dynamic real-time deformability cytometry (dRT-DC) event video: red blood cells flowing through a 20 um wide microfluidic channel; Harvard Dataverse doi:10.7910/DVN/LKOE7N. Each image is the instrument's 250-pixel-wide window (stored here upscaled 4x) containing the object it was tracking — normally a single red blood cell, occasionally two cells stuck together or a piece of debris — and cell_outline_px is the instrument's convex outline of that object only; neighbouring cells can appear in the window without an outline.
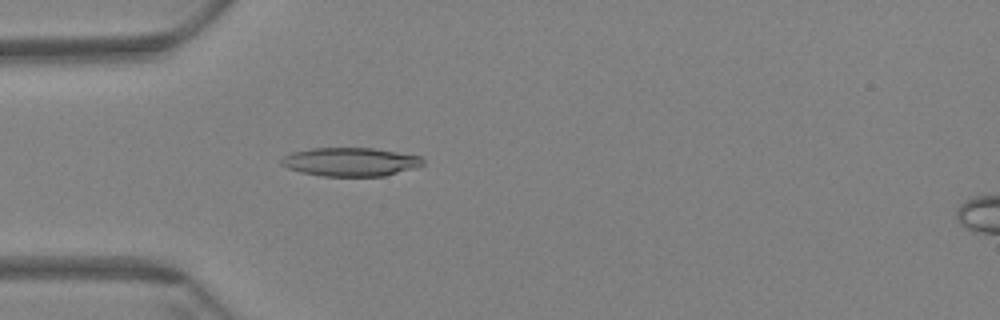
{"species": "Egyptian fruit bat (a non-hibernating species)", "species_latin": "Rousettus aegyptiacus", "temperature_condition": "warm", "stored_images_in_passage": 60, "camera_frame_rate_fps": 3000, "um_per_image_px": 0.085, "animal": {"sex": "female"}, "frame": {"image": 1, "passage_image": 18, "time_ms": 5.667, "image_size_px": [1000, 320], "cell_outline_px": [[424, 164], [416, 168], [384, 176], [324, 176], [300, 172], [288, 168], [280, 164], [280, 160], [284, 156], [292, 152], [312, 148], [372, 148], [420, 156], [424, 160]], "centroid_in_image_um": [29.78, 13.76], "position_along_channel_um": 55.2, "area_um2": 23.58}}
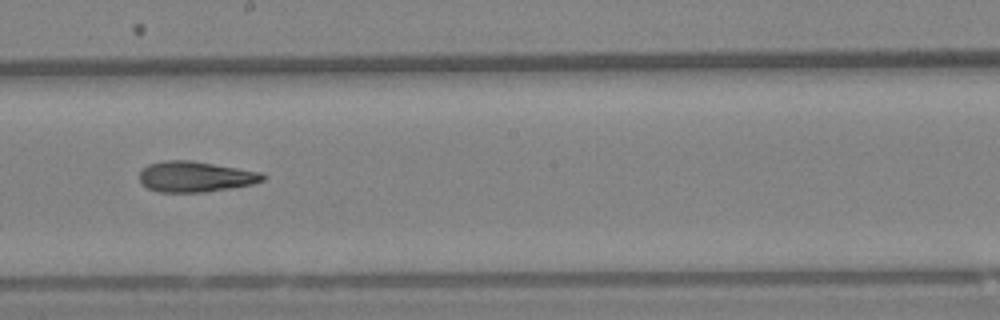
{"frame": {"image": 2, "passage_image": 34, "time_ms": 11.0, "image_size_px": [1000, 320], "cell_outline_px": [[268, 176], [264, 180], [252, 184], [204, 192], [160, 192], [148, 188], [140, 180], [140, 172], [148, 164], [164, 160], [192, 160], [264, 172]], "centroid_in_image_um": [16.66, 15.0], "position_along_channel_um": 231.5, "area_um2": 22.08}}
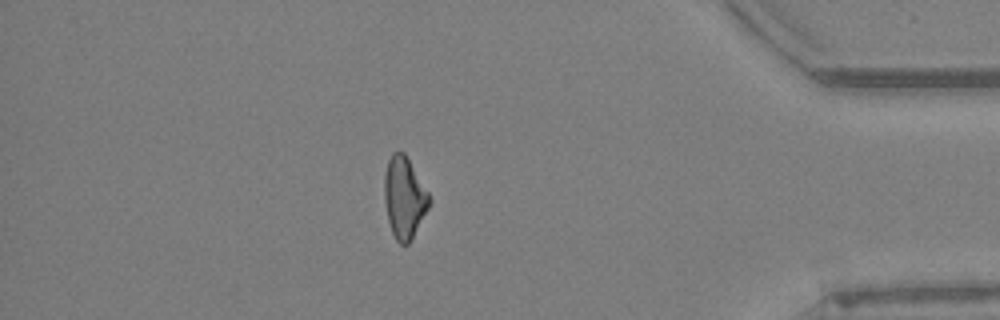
{"frame": {"image": 3, "passage_image": 52, "time_ms": 17.0, "image_size_px": [1000, 320], "cell_outline_px": [[432, 200], [428, 208], [408, 244], [400, 244], [396, 240], [392, 232], [388, 220], [384, 200], [384, 176], [388, 160], [392, 152], [404, 152], [428, 192]], "centroid_in_image_um": [34.35, 16.78], "position_along_channel_um": 400.9, "area_um2": 21.04}, "authors_computed_cell_mechanics": {"area_um2": 22.3397, "velocity_mm_per_s": 3.4429, "shape_relaxation_time_tau1_ms": null, "shape_relaxation_time_tau2_ms": 6.3616, "deformation_change_tau1": null, "deformation_change_tau2": 0.1683}}